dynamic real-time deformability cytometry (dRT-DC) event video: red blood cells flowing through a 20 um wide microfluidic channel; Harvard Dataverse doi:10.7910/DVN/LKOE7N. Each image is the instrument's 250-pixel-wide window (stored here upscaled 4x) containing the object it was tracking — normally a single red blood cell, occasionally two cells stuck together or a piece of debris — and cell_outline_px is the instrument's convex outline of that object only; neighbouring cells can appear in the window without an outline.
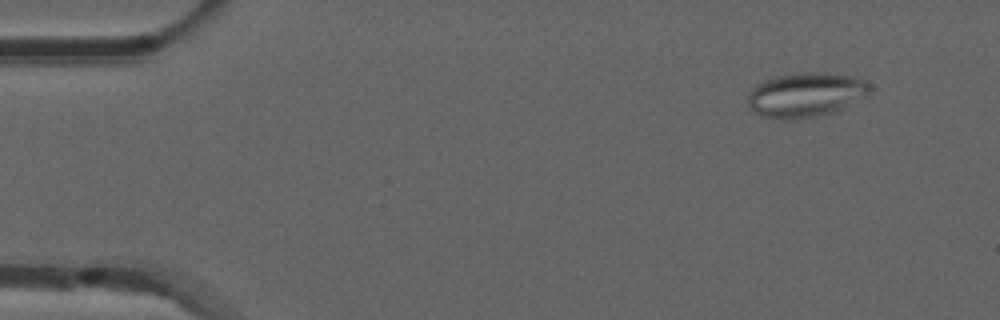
{"species": "common noctule bat (a hibernating species)", "species_latin": "Nyctalus noctula", "temperature_condition": "room temperature", "stored_images_in_passage": 9, "camera_frame_rate_fps": 3000, "um_per_image_px": 0.085, "animal": {"sex": "male", "forearm_length_mm": 52.5}, "frame": {"image": 1, "passage_image": 1, "time_ms": 0.0, "image_size_px": [1000, 320], "cell_outline_px": [[868, 96], [832, 112], [812, 116], [788, 120], [780, 120], [760, 116], [748, 108], [748, 92], [756, 84], [764, 80], [776, 76], [804, 72], [828, 72], [856, 76], [864, 80], [868, 84]], "centroid_in_image_um": [68.44, 8.05], "position_along_channel_um": 16.6, "area_um2": 31.79}}